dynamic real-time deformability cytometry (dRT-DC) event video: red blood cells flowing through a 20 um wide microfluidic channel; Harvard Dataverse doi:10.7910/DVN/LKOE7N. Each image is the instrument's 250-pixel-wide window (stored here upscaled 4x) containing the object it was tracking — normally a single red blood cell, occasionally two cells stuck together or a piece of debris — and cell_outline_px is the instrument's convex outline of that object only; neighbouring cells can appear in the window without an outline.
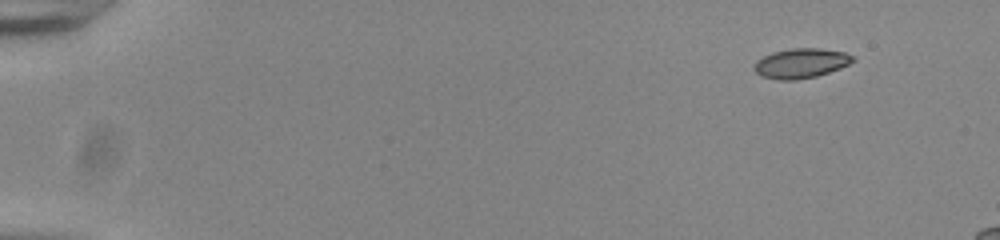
{"species": "common noctule bat (a hibernating species)", "species_latin": "Nyctalus noctula", "temperature_condition": "room temperature", "stored_images_in_passage": 15, "camera_frame_rate_fps": 3000, "um_per_image_px": 0.085, "animal": {"sex": "male", "body_mass_g": 20.0, "forearm_length_mm": 53.3}, "frame": {"image": 1, "passage_image": 1, "time_ms": 0.0, "image_size_px": [1000, 240], "cell_outline_px": [[856, 60], [840, 68], [816, 76], [796, 80], [776, 80], [760, 76], [752, 68], [756, 60], [772, 52], [792, 48], [820, 48], [844, 52], [856, 56]], "centroid_in_image_um": [68.07, 5.37], "position_along_channel_um": 16.9, "area_um2": 17.28}}